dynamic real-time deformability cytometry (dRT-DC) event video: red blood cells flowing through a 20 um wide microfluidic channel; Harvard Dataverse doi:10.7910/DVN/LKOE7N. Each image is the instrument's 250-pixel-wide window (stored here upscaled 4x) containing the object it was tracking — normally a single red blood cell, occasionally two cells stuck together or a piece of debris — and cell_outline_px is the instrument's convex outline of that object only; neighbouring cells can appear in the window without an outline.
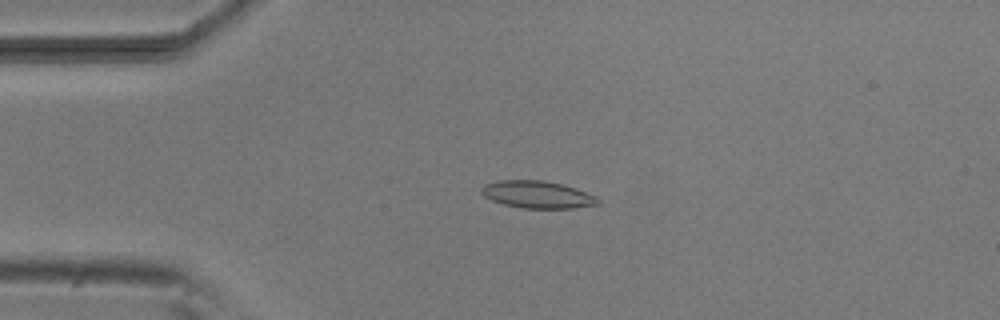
{"species": "common noctule bat (a hibernating species)", "species_latin": "Nyctalus noctula", "temperature_condition": "room temperature", "stored_images_in_passage": 4, "camera_frame_rate_fps": 3000, "um_per_image_px": 0.085, "animal": {"sex": "male", "body_mass_g": 20.5, "forearm_length_mm": 52.5}, "frame": {"image": 1, "passage_image": 3, "time_ms": 3.333, "image_size_px": [1000, 320], "cell_outline_px": [[600, 204], [572, 208], [520, 208], [504, 204], [492, 200], [484, 196], [480, 192], [480, 188], [484, 184], [500, 180], [544, 180], [576, 188], [596, 196], [600, 200]], "centroid_in_image_um": [45.67, 16.53], "position_along_channel_um": 39.3, "area_um2": 18.55}}